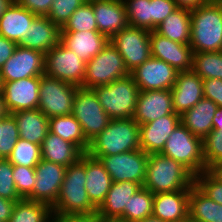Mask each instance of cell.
I'll use <instances>...</instances> for the list:
<instances>
[{
    "mask_svg": "<svg viewBox=\"0 0 222 222\" xmlns=\"http://www.w3.org/2000/svg\"><path fill=\"white\" fill-rule=\"evenodd\" d=\"M193 53L222 51V6L216 0L190 11Z\"/></svg>",
    "mask_w": 222,
    "mask_h": 222,
    "instance_id": "cell-1",
    "label": "cell"
},
{
    "mask_svg": "<svg viewBox=\"0 0 222 222\" xmlns=\"http://www.w3.org/2000/svg\"><path fill=\"white\" fill-rule=\"evenodd\" d=\"M86 153L81 159L66 167L56 203L52 206L54 215L89 214L97 212L86 192Z\"/></svg>",
    "mask_w": 222,
    "mask_h": 222,
    "instance_id": "cell-2",
    "label": "cell"
},
{
    "mask_svg": "<svg viewBox=\"0 0 222 222\" xmlns=\"http://www.w3.org/2000/svg\"><path fill=\"white\" fill-rule=\"evenodd\" d=\"M195 176L180 162L162 154H150L143 187L153 194L190 189Z\"/></svg>",
    "mask_w": 222,
    "mask_h": 222,
    "instance_id": "cell-3",
    "label": "cell"
},
{
    "mask_svg": "<svg viewBox=\"0 0 222 222\" xmlns=\"http://www.w3.org/2000/svg\"><path fill=\"white\" fill-rule=\"evenodd\" d=\"M140 149L139 125L133 118L111 119L90 141L87 153L97 159Z\"/></svg>",
    "mask_w": 222,
    "mask_h": 222,
    "instance_id": "cell-4",
    "label": "cell"
},
{
    "mask_svg": "<svg viewBox=\"0 0 222 222\" xmlns=\"http://www.w3.org/2000/svg\"><path fill=\"white\" fill-rule=\"evenodd\" d=\"M93 90L110 119L133 118L140 90L131 75Z\"/></svg>",
    "mask_w": 222,
    "mask_h": 222,
    "instance_id": "cell-5",
    "label": "cell"
},
{
    "mask_svg": "<svg viewBox=\"0 0 222 222\" xmlns=\"http://www.w3.org/2000/svg\"><path fill=\"white\" fill-rule=\"evenodd\" d=\"M160 154L180 162L194 176L205 171L202 140L193 135L181 122L165 142Z\"/></svg>",
    "mask_w": 222,
    "mask_h": 222,
    "instance_id": "cell-6",
    "label": "cell"
},
{
    "mask_svg": "<svg viewBox=\"0 0 222 222\" xmlns=\"http://www.w3.org/2000/svg\"><path fill=\"white\" fill-rule=\"evenodd\" d=\"M129 75L123 57L109 42L101 52L86 63L82 87L93 89Z\"/></svg>",
    "mask_w": 222,
    "mask_h": 222,
    "instance_id": "cell-7",
    "label": "cell"
},
{
    "mask_svg": "<svg viewBox=\"0 0 222 222\" xmlns=\"http://www.w3.org/2000/svg\"><path fill=\"white\" fill-rule=\"evenodd\" d=\"M72 115L81 124L85 138L90 142L111 120L103 110L93 89L78 87L72 107Z\"/></svg>",
    "mask_w": 222,
    "mask_h": 222,
    "instance_id": "cell-8",
    "label": "cell"
},
{
    "mask_svg": "<svg viewBox=\"0 0 222 222\" xmlns=\"http://www.w3.org/2000/svg\"><path fill=\"white\" fill-rule=\"evenodd\" d=\"M77 86L51 78L40 76L38 109L49 119L54 116L72 114Z\"/></svg>",
    "mask_w": 222,
    "mask_h": 222,
    "instance_id": "cell-9",
    "label": "cell"
},
{
    "mask_svg": "<svg viewBox=\"0 0 222 222\" xmlns=\"http://www.w3.org/2000/svg\"><path fill=\"white\" fill-rule=\"evenodd\" d=\"M109 42L119 51L129 73L151 57L150 31L128 25Z\"/></svg>",
    "mask_w": 222,
    "mask_h": 222,
    "instance_id": "cell-10",
    "label": "cell"
},
{
    "mask_svg": "<svg viewBox=\"0 0 222 222\" xmlns=\"http://www.w3.org/2000/svg\"><path fill=\"white\" fill-rule=\"evenodd\" d=\"M86 62L61 42L45 54L44 75L82 87Z\"/></svg>",
    "mask_w": 222,
    "mask_h": 222,
    "instance_id": "cell-11",
    "label": "cell"
},
{
    "mask_svg": "<svg viewBox=\"0 0 222 222\" xmlns=\"http://www.w3.org/2000/svg\"><path fill=\"white\" fill-rule=\"evenodd\" d=\"M148 156L141 149H137L115 155L102 156L100 161L113 182L132 181L143 187Z\"/></svg>",
    "mask_w": 222,
    "mask_h": 222,
    "instance_id": "cell-12",
    "label": "cell"
},
{
    "mask_svg": "<svg viewBox=\"0 0 222 222\" xmlns=\"http://www.w3.org/2000/svg\"><path fill=\"white\" fill-rule=\"evenodd\" d=\"M65 173V166L41 159L35 167L36 181L33 192L26 199L52 207L56 203Z\"/></svg>",
    "mask_w": 222,
    "mask_h": 222,
    "instance_id": "cell-13",
    "label": "cell"
},
{
    "mask_svg": "<svg viewBox=\"0 0 222 222\" xmlns=\"http://www.w3.org/2000/svg\"><path fill=\"white\" fill-rule=\"evenodd\" d=\"M45 54L25 47H16L0 69L2 82H11L44 75Z\"/></svg>",
    "mask_w": 222,
    "mask_h": 222,
    "instance_id": "cell-14",
    "label": "cell"
},
{
    "mask_svg": "<svg viewBox=\"0 0 222 222\" xmlns=\"http://www.w3.org/2000/svg\"><path fill=\"white\" fill-rule=\"evenodd\" d=\"M178 73L170 64L151 56L130 75L140 91H148L170 90L177 80Z\"/></svg>",
    "mask_w": 222,
    "mask_h": 222,
    "instance_id": "cell-15",
    "label": "cell"
},
{
    "mask_svg": "<svg viewBox=\"0 0 222 222\" xmlns=\"http://www.w3.org/2000/svg\"><path fill=\"white\" fill-rule=\"evenodd\" d=\"M40 76L4 82L2 95L7 113L36 109L39 104Z\"/></svg>",
    "mask_w": 222,
    "mask_h": 222,
    "instance_id": "cell-16",
    "label": "cell"
},
{
    "mask_svg": "<svg viewBox=\"0 0 222 222\" xmlns=\"http://www.w3.org/2000/svg\"><path fill=\"white\" fill-rule=\"evenodd\" d=\"M150 48L152 57L165 61L178 72L192 69L194 53L189 44L178 43L150 31Z\"/></svg>",
    "mask_w": 222,
    "mask_h": 222,
    "instance_id": "cell-17",
    "label": "cell"
},
{
    "mask_svg": "<svg viewBox=\"0 0 222 222\" xmlns=\"http://www.w3.org/2000/svg\"><path fill=\"white\" fill-rule=\"evenodd\" d=\"M174 113L171 90L140 91L133 119L138 125Z\"/></svg>",
    "mask_w": 222,
    "mask_h": 222,
    "instance_id": "cell-18",
    "label": "cell"
},
{
    "mask_svg": "<svg viewBox=\"0 0 222 222\" xmlns=\"http://www.w3.org/2000/svg\"><path fill=\"white\" fill-rule=\"evenodd\" d=\"M93 6L98 32L109 40L128 24L123 0H88Z\"/></svg>",
    "mask_w": 222,
    "mask_h": 222,
    "instance_id": "cell-19",
    "label": "cell"
},
{
    "mask_svg": "<svg viewBox=\"0 0 222 222\" xmlns=\"http://www.w3.org/2000/svg\"><path fill=\"white\" fill-rule=\"evenodd\" d=\"M179 123L180 115L174 112L139 125L140 149L148 155L161 153L165 142Z\"/></svg>",
    "mask_w": 222,
    "mask_h": 222,
    "instance_id": "cell-20",
    "label": "cell"
},
{
    "mask_svg": "<svg viewBox=\"0 0 222 222\" xmlns=\"http://www.w3.org/2000/svg\"><path fill=\"white\" fill-rule=\"evenodd\" d=\"M170 90L174 112L180 116L204 97L203 80L192 70L179 72Z\"/></svg>",
    "mask_w": 222,
    "mask_h": 222,
    "instance_id": "cell-21",
    "label": "cell"
},
{
    "mask_svg": "<svg viewBox=\"0 0 222 222\" xmlns=\"http://www.w3.org/2000/svg\"><path fill=\"white\" fill-rule=\"evenodd\" d=\"M190 189L154 194L152 215L166 222L188 220Z\"/></svg>",
    "mask_w": 222,
    "mask_h": 222,
    "instance_id": "cell-22",
    "label": "cell"
},
{
    "mask_svg": "<svg viewBox=\"0 0 222 222\" xmlns=\"http://www.w3.org/2000/svg\"><path fill=\"white\" fill-rule=\"evenodd\" d=\"M60 42L87 63L102 51L109 39L98 31L60 32Z\"/></svg>",
    "mask_w": 222,
    "mask_h": 222,
    "instance_id": "cell-23",
    "label": "cell"
},
{
    "mask_svg": "<svg viewBox=\"0 0 222 222\" xmlns=\"http://www.w3.org/2000/svg\"><path fill=\"white\" fill-rule=\"evenodd\" d=\"M61 28L47 16H37L24 39L18 44L46 54L60 42Z\"/></svg>",
    "mask_w": 222,
    "mask_h": 222,
    "instance_id": "cell-24",
    "label": "cell"
},
{
    "mask_svg": "<svg viewBox=\"0 0 222 222\" xmlns=\"http://www.w3.org/2000/svg\"><path fill=\"white\" fill-rule=\"evenodd\" d=\"M36 17V14L13 0L0 16V35L19 44L27 35Z\"/></svg>",
    "mask_w": 222,
    "mask_h": 222,
    "instance_id": "cell-25",
    "label": "cell"
},
{
    "mask_svg": "<svg viewBox=\"0 0 222 222\" xmlns=\"http://www.w3.org/2000/svg\"><path fill=\"white\" fill-rule=\"evenodd\" d=\"M142 186L132 181L112 182L104 202L97 209L104 219H120L124 222V209L130 197Z\"/></svg>",
    "mask_w": 222,
    "mask_h": 222,
    "instance_id": "cell-26",
    "label": "cell"
},
{
    "mask_svg": "<svg viewBox=\"0 0 222 222\" xmlns=\"http://www.w3.org/2000/svg\"><path fill=\"white\" fill-rule=\"evenodd\" d=\"M85 188L91 203L98 209L111 188L112 179L100 159L86 152Z\"/></svg>",
    "mask_w": 222,
    "mask_h": 222,
    "instance_id": "cell-27",
    "label": "cell"
},
{
    "mask_svg": "<svg viewBox=\"0 0 222 222\" xmlns=\"http://www.w3.org/2000/svg\"><path fill=\"white\" fill-rule=\"evenodd\" d=\"M218 105L210 99L202 98L193 108L180 116V122L196 137L203 140L212 130V119Z\"/></svg>",
    "mask_w": 222,
    "mask_h": 222,
    "instance_id": "cell-28",
    "label": "cell"
},
{
    "mask_svg": "<svg viewBox=\"0 0 222 222\" xmlns=\"http://www.w3.org/2000/svg\"><path fill=\"white\" fill-rule=\"evenodd\" d=\"M84 152L73 143L48 131L41 144L42 159L61 164L65 167L78 162Z\"/></svg>",
    "mask_w": 222,
    "mask_h": 222,
    "instance_id": "cell-29",
    "label": "cell"
},
{
    "mask_svg": "<svg viewBox=\"0 0 222 222\" xmlns=\"http://www.w3.org/2000/svg\"><path fill=\"white\" fill-rule=\"evenodd\" d=\"M17 122L19 138L41 145L49 131V119L38 109L12 113Z\"/></svg>",
    "mask_w": 222,
    "mask_h": 222,
    "instance_id": "cell-30",
    "label": "cell"
},
{
    "mask_svg": "<svg viewBox=\"0 0 222 222\" xmlns=\"http://www.w3.org/2000/svg\"><path fill=\"white\" fill-rule=\"evenodd\" d=\"M188 219L193 222H222V205L210 199L194 183L190 188Z\"/></svg>",
    "mask_w": 222,
    "mask_h": 222,
    "instance_id": "cell-31",
    "label": "cell"
},
{
    "mask_svg": "<svg viewBox=\"0 0 222 222\" xmlns=\"http://www.w3.org/2000/svg\"><path fill=\"white\" fill-rule=\"evenodd\" d=\"M190 11L185 8H178L155 29V31L168 39L190 44L191 19Z\"/></svg>",
    "mask_w": 222,
    "mask_h": 222,
    "instance_id": "cell-32",
    "label": "cell"
},
{
    "mask_svg": "<svg viewBox=\"0 0 222 222\" xmlns=\"http://www.w3.org/2000/svg\"><path fill=\"white\" fill-rule=\"evenodd\" d=\"M48 127L50 132L77 145L84 153L88 151L90 142L85 138L81 124L72 114L49 118Z\"/></svg>",
    "mask_w": 222,
    "mask_h": 222,
    "instance_id": "cell-33",
    "label": "cell"
},
{
    "mask_svg": "<svg viewBox=\"0 0 222 222\" xmlns=\"http://www.w3.org/2000/svg\"><path fill=\"white\" fill-rule=\"evenodd\" d=\"M52 207L26 198L16 201L8 222H52Z\"/></svg>",
    "mask_w": 222,
    "mask_h": 222,
    "instance_id": "cell-34",
    "label": "cell"
},
{
    "mask_svg": "<svg viewBox=\"0 0 222 222\" xmlns=\"http://www.w3.org/2000/svg\"><path fill=\"white\" fill-rule=\"evenodd\" d=\"M154 194L141 187L130 197L124 209V222H138L152 215Z\"/></svg>",
    "mask_w": 222,
    "mask_h": 222,
    "instance_id": "cell-35",
    "label": "cell"
},
{
    "mask_svg": "<svg viewBox=\"0 0 222 222\" xmlns=\"http://www.w3.org/2000/svg\"><path fill=\"white\" fill-rule=\"evenodd\" d=\"M191 70L202 80L222 79V51L194 53Z\"/></svg>",
    "mask_w": 222,
    "mask_h": 222,
    "instance_id": "cell-36",
    "label": "cell"
},
{
    "mask_svg": "<svg viewBox=\"0 0 222 222\" xmlns=\"http://www.w3.org/2000/svg\"><path fill=\"white\" fill-rule=\"evenodd\" d=\"M130 26L152 31V0H123Z\"/></svg>",
    "mask_w": 222,
    "mask_h": 222,
    "instance_id": "cell-37",
    "label": "cell"
},
{
    "mask_svg": "<svg viewBox=\"0 0 222 222\" xmlns=\"http://www.w3.org/2000/svg\"><path fill=\"white\" fill-rule=\"evenodd\" d=\"M78 31H98L93 6L88 0L71 14L69 20L61 28V32Z\"/></svg>",
    "mask_w": 222,
    "mask_h": 222,
    "instance_id": "cell-38",
    "label": "cell"
},
{
    "mask_svg": "<svg viewBox=\"0 0 222 222\" xmlns=\"http://www.w3.org/2000/svg\"><path fill=\"white\" fill-rule=\"evenodd\" d=\"M7 159L13 165L36 167L42 159L41 145L19 138Z\"/></svg>",
    "mask_w": 222,
    "mask_h": 222,
    "instance_id": "cell-39",
    "label": "cell"
},
{
    "mask_svg": "<svg viewBox=\"0 0 222 222\" xmlns=\"http://www.w3.org/2000/svg\"><path fill=\"white\" fill-rule=\"evenodd\" d=\"M19 139L17 122L12 114L0 117V159H7Z\"/></svg>",
    "mask_w": 222,
    "mask_h": 222,
    "instance_id": "cell-40",
    "label": "cell"
},
{
    "mask_svg": "<svg viewBox=\"0 0 222 222\" xmlns=\"http://www.w3.org/2000/svg\"><path fill=\"white\" fill-rule=\"evenodd\" d=\"M205 170L222 161V127L213 130L202 140Z\"/></svg>",
    "mask_w": 222,
    "mask_h": 222,
    "instance_id": "cell-41",
    "label": "cell"
},
{
    "mask_svg": "<svg viewBox=\"0 0 222 222\" xmlns=\"http://www.w3.org/2000/svg\"><path fill=\"white\" fill-rule=\"evenodd\" d=\"M87 0H54L47 15L48 19L62 28L71 14Z\"/></svg>",
    "mask_w": 222,
    "mask_h": 222,
    "instance_id": "cell-42",
    "label": "cell"
},
{
    "mask_svg": "<svg viewBox=\"0 0 222 222\" xmlns=\"http://www.w3.org/2000/svg\"><path fill=\"white\" fill-rule=\"evenodd\" d=\"M13 179L19 196L27 198L33 192L36 181L35 167L13 165Z\"/></svg>",
    "mask_w": 222,
    "mask_h": 222,
    "instance_id": "cell-43",
    "label": "cell"
},
{
    "mask_svg": "<svg viewBox=\"0 0 222 222\" xmlns=\"http://www.w3.org/2000/svg\"><path fill=\"white\" fill-rule=\"evenodd\" d=\"M0 197L14 202L22 199L16 191L13 164L8 159H0Z\"/></svg>",
    "mask_w": 222,
    "mask_h": 222,
    "instance_id": "cell-44",
    "label": "cell"
},
{
    "mask_svg": "<svg viewBox=\"0 0 222 222\" xmlns=\"http://www.w3.org/2000/svg\"><path fill=\"white\" fill-rule=\"evenodd\" d=\"M195 184L213 201L222 205V183L208 170L195 176Z\"/></svg>",
    "mask_w": 222,
    "mask_h": 222,
    "instance_id": "cell-45",
    "label": "cell"
},
{
    "mask_svg": "<svg viewBox=\"0 0 222 222\" xmlns=\"http://www.w3.org/2000/svg\"><path fill=\"white\" fill-rule=\"evenodd\" d=\"M176 9L178 6L174 0H152V31Z\"/></svg>",
    "mask_w": 222,
    "mask_h": 222,
    "instance_id": "cell-46",
    "label": "cell"
},
{
    "mask_svg": "<svg viewBox=\"0 0 222 222\" xmlns=\"http://www.w3.org/2000/svg\"><path fill=\"white\" fill-rule=\"evenodd\" d=\"M203 96L222 107V79H204Z\"/></svg>",
    "mask_w": 222,
    "mask_h": 222,
    "instance_id": "cell-47",
    "label": "cell"
},
{
    "mask_svg": "<svg viewBox=\"0 0 222 222\" xmlns=\"http://www.w3.org/2000/svg\"><path fill=\"white\" fill-rule=\"evenodd\" d=\"M23 8L37 16H47L54 0H15Z\"/></svg>",
    "mask_w": 222,
    "mask_h": 222,
    "instance_id": "cell-48",
    "label": "cell"
},
{
    "mask_svg": "<svg viewBox=\"0 0 222 222\" xmlns=\"http://www.w3.org/2000/svg\"><path fill=\"white\" fill-rule=\"evenodd\" d=\"M53 222H99V213L54 215Z\"/></svg>",
    "mask_w": 222,
    "mask_h": 222,
    "instance_id": "cell-49",
    "label": "cell"
},
{
    "mask_svg": "<svg viewBox=\"0 0 222 222\" xmlns=\"http://www.w3.org/2000/svg\"><path fill=\"white\" fill-rule=\"evenodd\" d=\"M18 46L17 43L11 41L4 36L0 35V69L3 67L5 62L12 56L16 47Z\"/></svg>",
    "mask_w": 222,
    "mask_h": 222,
    "instance_id": "cell-50",
    "label": "cell"
},
{
    "mask_svg": "<svg viewBox=\"0 0 222 222\" xmlns=\"http://www.w3.org/2000/svg\"><path fill=\"white\" fill-rule=\"evenodd\" d=\"M16 202L0 197V222H8Z\"/></svg>",
    "mask_w": 222,
    "mask_h": 222,
    "instance_id": "cell-51",
    "label": "cell"
},
{
    "mask_svg": "<svg viewBox=\"0 0 222 222\" xmlns=\"http://www.w3.org/2000/svg\"><path fill=\"white\" fill-rule=\"evenodd\" d=\"M178 6V8H185V9H195L200 5L205 4L208 0H174Z\"/></svg>",
    "mask_w": 222,
    "mask_h": 222,
    "instance_id": "cell-52",
    "label": "cell"
},
{
    "mask_svg": "<svg viewBox=\"0 0 222 222\" xmlns=\"http://www.w3.org/2000/svg\"><path fill=\"white\" fill-rule=\"evenodd\" d=\"M208 171L222 183V161L211 166Z\"/></svg>",
    "mask_w": 222,
    "mask_h": 222,
    "instance_id": "cell-53",
    "label": "cell"
},
{
    "mask_svg": "<svg viewBox=\"0 0 222 222\" xmlns=\"http://www.w3.org/2000/svg\"><path fill=\"white\" fill-rule=\"evenodd\" d=\"M213 127H222V107H218L212 119Z\"/></svg>",
    "mask_w": 222,
    "mask_h": 222,
    "instance_id": "cell-54",
    "label": "cell"
},
{
    "mask_svg": "<svg viewBox=\"0 0 222 222\" xmlns=\"http://www.w3.org/2000/svg\"><path fill=\"white\" fill-rule=\"evenodd\" d=\"M13 0H0V16L5 12L6 8Z\"/></svg>",
    "mask_w": 222,
    "mask_h": 222,
    "instance_id": "cell-55",
    "label": "cell"
},
{
    "mask_svg": "<svg viewBox=\"0 0 222 222\" xmlns=\"http://www.w3.org/2000/svg\"><path fill=\"white\" fill-rule=\"evenodd\" d=\"M7 114V111L4 106L3 95L0 93V117H3Z\"/></svg>",
    "mask_w": 222,
    "mask_h": 222,
    "instance_id": "cell-56",
    "label": "cell"
},
{
    "mask_svg": "<svg viewBox=\"0 0 222 222\" xmlns=\"http://www.w3.org/2000/svg\"><path fill=\"white\" fill-rule=\"evenodd\" d=\"M138 222H166V221H163V220L159 219L158 217L150 215L149 217H146L143 220L138 221Z\"/></svg>",
    "mask_w": 222,
    "mask_h": 222,
    "instance_id": "cell-57",
    "label": "cell"
},
{
    "mask_svg": "<svg viewBox=\"0 0 222 222\" xmlns=\"http://www.w3.org/2000/svg\"><path fill=\"white\" fill-rule=\"evenodd\" d=\"M99 222H123L120 219H104L99 215Z\"/></svg>",
    "mask_w": 222,
    "mask_h": 222,
    "instance_id": "cell-58",
    "label": "cell"
},
{
    "mask_svg": "<svg viewBox=\"0 0 222 222\" xmlns=\"http://www.w3.org/2000/svg\"><path fill=\"white\" fill-rule=\"evenodd\" d=\"M2 87H3V82H2L1 74H0V93H2Z\"/></svg>",
    "mask_w": 222,
    "mask_h": 222,
    "instance_id": "cell-59",
    "label": "cell"
},
{
    "mask_svg": "<svg viewBox=\"0 0 222 222\" xmlns=\"http://www.w3.org/2000/svg\"><path fill=\"white\" fill-rule=\"evenodd\" d=\"M222 6V0H216Z\"/></svg>",
    "mask_w": 222,
    "mask_h": 222,
    "instance_id": "cell-60",
    "label": "cell"
}]
</instances>
